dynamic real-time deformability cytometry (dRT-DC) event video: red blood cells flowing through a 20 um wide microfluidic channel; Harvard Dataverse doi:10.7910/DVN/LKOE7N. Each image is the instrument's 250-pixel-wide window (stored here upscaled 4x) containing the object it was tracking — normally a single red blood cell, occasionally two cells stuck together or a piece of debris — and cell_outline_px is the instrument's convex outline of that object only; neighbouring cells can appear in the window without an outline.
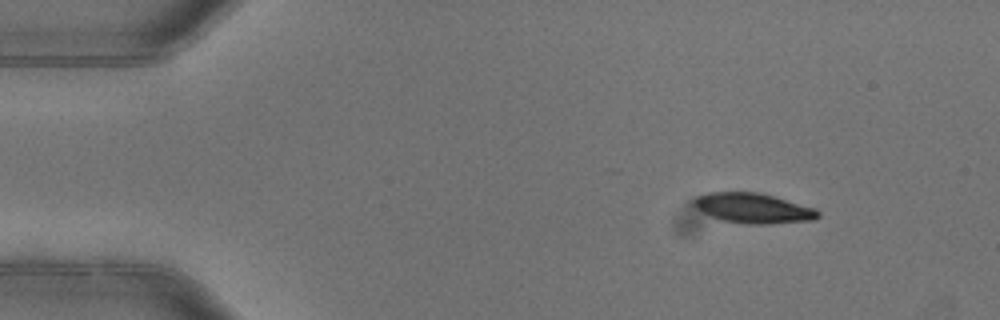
{"species": "common noctule bat (a hibernating species)", "species_latin": "Nyctalus noctula", "temperature_condition": "warm", "stored_images_in_passage": 3, "camera_frame_rate_fps": 3000, "um_per_image_px": 0.085, "animal": {"sex": "female"}, "frame": {"image": 1, "passage_image": 1, "time_ms": 0.0, "image_size_px": [1000, 320], "cell_outline_px": [[820, 216], [812, 220], [768, 224], [748, 224], [724, 220], [712, 216], [696, 208], [692, 204], [692, 200], [696, 196], [708, 192], [760, 192], [816, 208], [820, 212]], "centroid_in_image_um": [64.03, 17.68], "position_along_channel_um": 21.0, "area_um2": 21.73}}
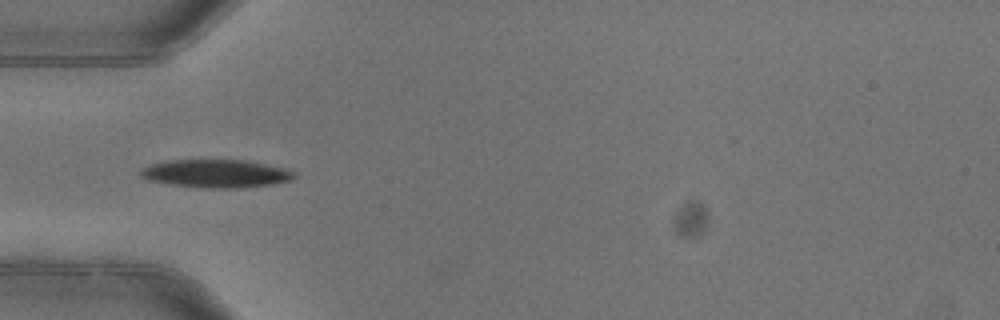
{"frame": {"image": 2, "passage_image": 3, "time_ms": 0.667, "image_size_px": [1000, 320], "cell_outline_px": [[296, 176], [292, 180], [272, 184], [236, 188], [204, 188], [168, 184], [144, 180], [140, 176], [140, 168], [148, 164], [168, 160], [248, 160], [284, 168], [296, 172]], "centroid_in_image_um": [18.31, 14.75], "position_along_channel_um": 66.7, "area_um2": 25.49}}